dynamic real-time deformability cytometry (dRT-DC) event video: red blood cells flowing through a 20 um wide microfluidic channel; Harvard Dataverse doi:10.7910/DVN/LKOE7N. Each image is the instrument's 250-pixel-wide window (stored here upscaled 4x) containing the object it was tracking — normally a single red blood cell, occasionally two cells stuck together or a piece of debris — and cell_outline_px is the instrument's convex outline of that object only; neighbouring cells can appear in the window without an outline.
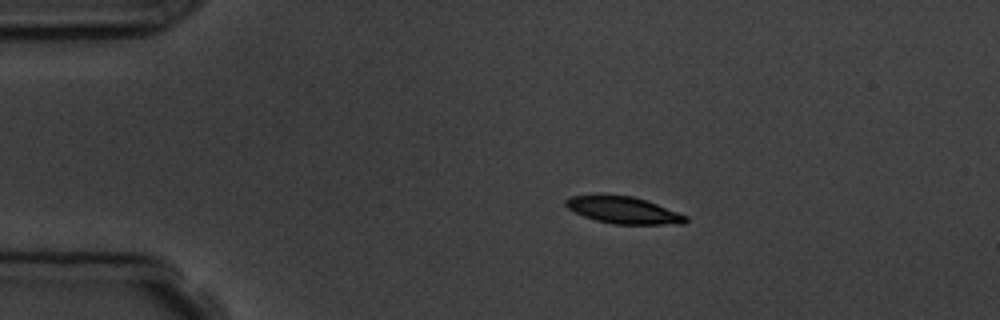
{"species": "common noctule bat (a hibernating species)", "species_latin": "Nyctalus noctula", "temperature_condition": "room temperature", "stored_images_in_passage": 5, "camera_frame_rate_fps": 3000, "um_per_image_px": 0.085, "animal": {"sex": "male", "body_mass_g": 19.5, "forearm_length_mm": 54.6}, "frame": {"image": 1, "passage_image": 1, "time_ms": 0.0, "image_size_px": [1000, 320], "cell_outline_px": [[688, 220], [684, 224], [616, 224], [596, 220], [584, 216], [568, 208], [564, 204], [564, 200], [568, 196], [632, 196], [656, 204], [688, 216]], "centroid_in_image_um": [53.01, 17.88], "position_along_channel_um": 32.0, "area_um2": 18.32}}
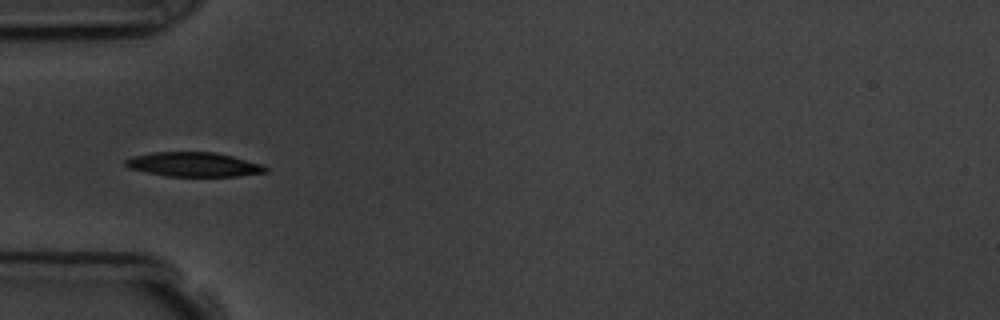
{"frame": {"image": 2, "passage_image": 3, "time_ms": 2.333, "image_size_px": [1000, 320], "cell_outline_px": [[268, 172], [240, 176], [164, 176], [128, 168], [124, 164], [124, 160], [132, 156], [152, 152], [216, 152], [264, 164], [268, 168]], "centroid_in_image_um": [16.48, 13.98], "position_along_channel_um": 68.5, "area_um2": 20.11}}
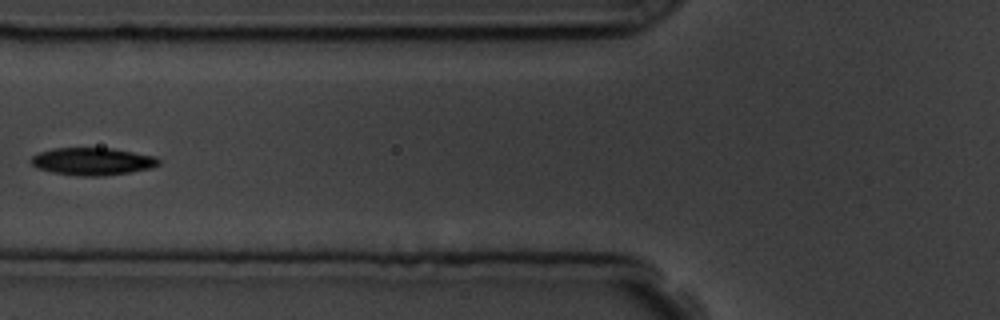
{"frame": {"image": 3, "passage_image": 4, "time_ms": 3.667, "image_size_px": [1000, 320], "cell_outline_px": [[160, 164], [152, 168], [132, 172], [104, 176], [80, 176], [52, 172], [36, 168], [28, 160], [32, 156], [40, 152], [52, 148], [112, 148], [156, 156], [160, 160]], "centroid_in_image_um": [7.87, 13.72], "position_along_channel_um": 117.9, "area_um2": 20.69}}